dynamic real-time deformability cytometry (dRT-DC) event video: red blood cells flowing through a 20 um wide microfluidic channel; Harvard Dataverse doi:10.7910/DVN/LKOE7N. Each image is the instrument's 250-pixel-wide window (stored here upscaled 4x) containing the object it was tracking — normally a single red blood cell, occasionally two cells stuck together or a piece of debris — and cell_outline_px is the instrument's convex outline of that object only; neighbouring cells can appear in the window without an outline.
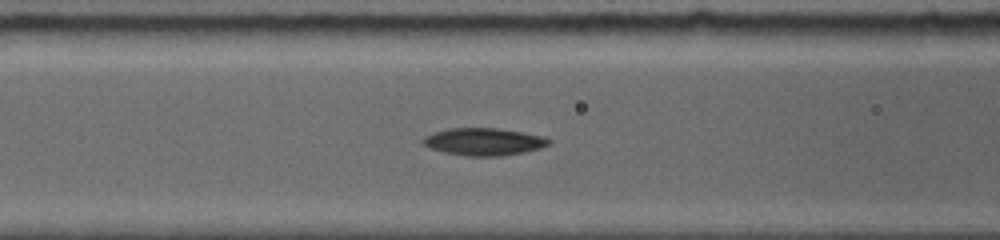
{"species": "common noctule bat (a hibernating species)", "species_latin": "Nyctalus noctula", "temperature_condition": "room temperature", "stored_images_in_passage": 60, "camera_frame_rate_fps": 5000, "um_per_image_px": 0.085, "animal": {"sex": "female", "body_mass_g": 19.0, "forearm_length_mm": 56.7}, "frame": {"image": 1, "passage_image": 18, "time_ms": 3.0, "image_size_px": [1000, 240], "cell_outline_px": [[552, 140], [548, 144], [540, 148], [524, 152], [500, 156], [464, 156], [444, 152], [428, 148], [420, 140], [424, 136], [432, 132], [448, 128], [500, 128], [544, 136]], "centroid_in_image_um": [41.08, 12.04], "position_along_channel_um": 125.5, "area_um2": 20.29}}
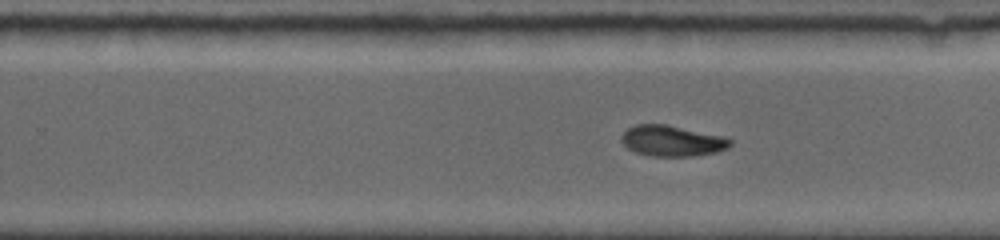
{"frame": {"image": 2, "passage_image": 40, "time_ms": 6.8, "image_size_px": [1000, 240], "cell_outline_px": [[732, 144], [728, 148], [716, 152], [692, 156], [652, 156], [636, 152], [628, 148], [620, 140], [620, 136], [628, 128], [636, 124], [664, 124], [724, 136], [732, 140]], "centroid_in_image_um": [57.13, 11.97], "position_along_channel_um": 272.7, "area_um2": 19.48}}
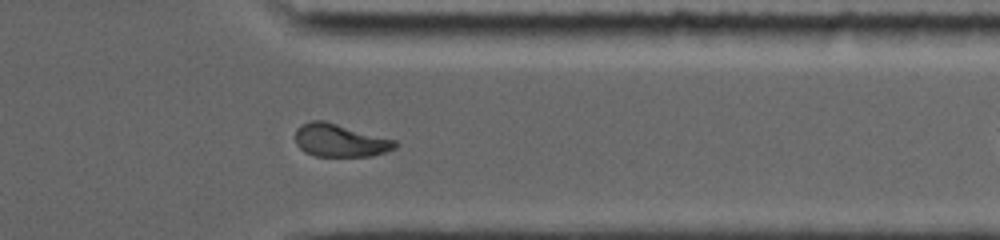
{"frame": {"image": 3, "passage_image": 57, "time_ms": 9.6, "image_size_px": [1000, 240], "cell_outline_px": [[400, 144], [396, 148], [372, 156], [316, 156], [304, 152], [296, 144], [296, 128], [300, 124], [312, 120], [324, 120], [396, 140]], "centroid_in_image_um": [28.9, 11.93], "position_along_channel_um": 382.5, "area_um2": 19.25}}